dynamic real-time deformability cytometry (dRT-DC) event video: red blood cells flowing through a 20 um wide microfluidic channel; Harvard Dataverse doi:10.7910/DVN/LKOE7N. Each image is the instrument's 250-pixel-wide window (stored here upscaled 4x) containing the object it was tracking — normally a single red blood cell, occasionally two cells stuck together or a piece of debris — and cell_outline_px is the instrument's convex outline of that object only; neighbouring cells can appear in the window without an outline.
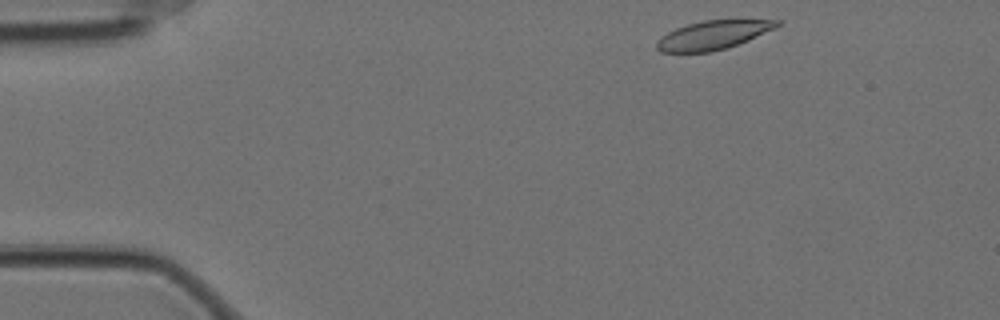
{"species": "Egyptian fruit bat (a non-hibernating species)", "species_latin": "Rousettus aegyptiacus", "temperature_condition": "cold", "stored_images_in_passage": 51, "camera_frame_rate_fps": 3000, "um_per_image_px": 0.085, "animal": {"sex": "female"}, "frame": {"image": 1, "passage_image": 1, "time_ms": 0.0, "image_size_px": [1000, 320], "cell_outline_px": [[780, 24], [748, 40], [728, 48], [712, 52], [660, 52], [656, 48], [656, 40], [660, 36], [676, 28], [688, 24], [704, 20], [736, 16], [780, 20]], "centroid_in_image_um": [60.65, 2.92], "position_along_channel_um": 24.4, "area_um2": 21.04}}
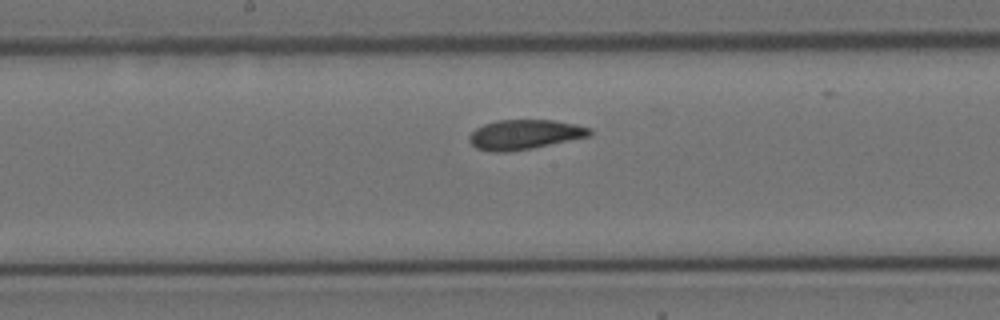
{"frame": {"image": 2, "passage_image": 23, "time_ms": 7.333, "image_size_px": [1000, 320], "cell_outline_px": [[592, 136], [532, 148], [508, 152], [492, 152], [476, 148], [468, 140], [468, 136], [476, 128], [484, 124], [496, 120], [552, 120], [576, 124], [592, 128]], "centroid_in_image_um": [44.6, 11.43], "position_along_channel_um": 203.6, "area_um2": 21.04}}
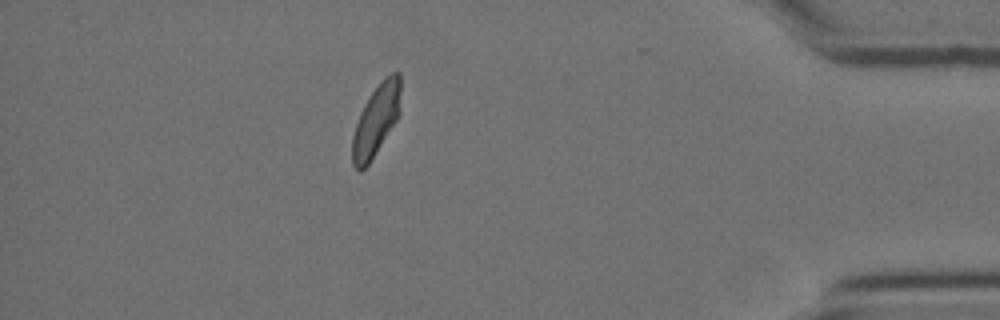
{"frame": {"image": 3, "passage_image": 44, "time_ms": 14.333, "image_size_px": [1000, 320], "cell_outline_px": [[400, 116], [368, 164], [360, 172], [356, 172], [352, 164], [352, 136], [360, 112], [368, 96], [380, 80], [384, 76], [392, 72], [400, 72]], "centroid_in_image_um": [31.97, 10.2], "position_along_channel_um": 403.2, "area_um2": 20.4}, "authors_computed_cell_mechanics": {"area_um2": 21.1548, "velocity_mm_per_s": 3.4729, "shape_relaxation_time_tau1_ms": null, "shape_relaxation_time_tau2_ms": 2.3423, "deformation_change_tau1": null, "deformation_change_tau2": 0.0765}}